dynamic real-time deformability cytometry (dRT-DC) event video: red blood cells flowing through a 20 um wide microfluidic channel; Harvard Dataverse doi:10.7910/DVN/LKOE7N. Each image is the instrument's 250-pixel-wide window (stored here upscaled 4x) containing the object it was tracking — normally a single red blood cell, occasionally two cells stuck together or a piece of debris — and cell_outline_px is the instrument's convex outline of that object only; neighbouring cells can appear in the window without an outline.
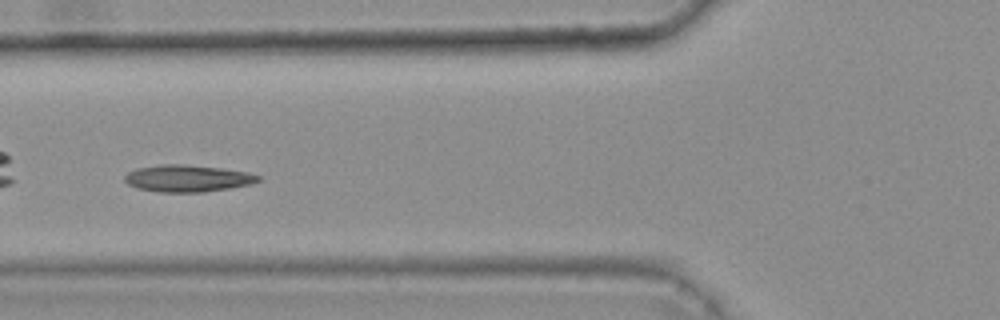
{"species": "common noctule bat (a hibernating species)", "species_latin": "Nyctalus noctula", "temperature_condition": "warm", "stored_images_in_passage": 30, "camera_frame_rate_fps": 3000, "um_per_image_px": 0.085, "animal": {"sex": "female", "body_mass_g": 25.1}, "frame": {"image": 1, "passage_image": 5, "time_ms": 1.333, "image_size_px": [1000, 320], "cell_outline_px": [[260, 180], [252, 184], [204, 192], [160, 192], [136, 188], [128, 184], [124, 180], [124, 176], [128, 172], [136, 168], [160, 164], [180, 164], [220, 168], [248, 172], [260, 176]], "centroid_in_image_um": [15.91, 15.16], "position_along_channel_um": 109.9, "area_um2": 20.92}, "authors_computed_cell_mechanics": {"area_um2": 19.7676, "velocity_mm_per_s": 3.713, "shape_relaxation_time_tau1_ms": 4.4863, "shape_relaxation_time_tau2_ms": 2.2521, "deformation_change_tau1": 0.149, "deformation_change_tau2": 0.0812}}